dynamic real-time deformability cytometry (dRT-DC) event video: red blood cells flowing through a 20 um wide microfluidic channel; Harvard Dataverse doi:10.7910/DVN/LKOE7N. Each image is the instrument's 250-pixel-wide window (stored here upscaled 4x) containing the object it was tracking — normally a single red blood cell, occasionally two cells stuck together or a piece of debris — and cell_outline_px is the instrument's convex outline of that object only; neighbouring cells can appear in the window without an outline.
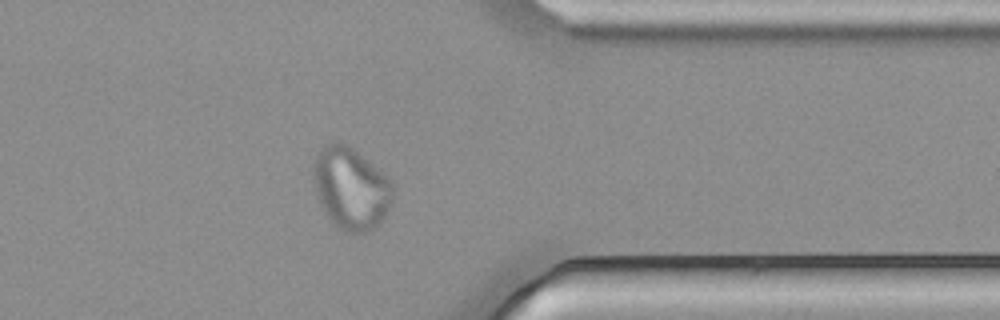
{"species": "common noctule bat (a hibernating species)", "species_latin": "Nyctalus noctula", "temperature_condition": "cold", "stored_images_in_passage": 55, "camera_frame_rate_fps": 3000, "um_per_image_px": 0.085, "animal": {"sex": "male", "body_mass_g": 21.5, "forearm_length_mm": 52.0}, "frame": {"image": 1, "passage_image": 44, "time_ms": 14.333, "image_size_px": [1000, 320], "cell_outline_px": [[396, 188], [388, 212], [380, 224], [376, 228], [364, 232], [344, 232], [328, 216], [316, 192], [312, 176], [312, 168], [320, 148], [324, 144], [344, 144], [352, 148], [388, 176], [392, 180]], "centroid_in_image_um": [29.88, 16.02], "position_along_channel_um": 381.5, "area_um2": 37.86}}
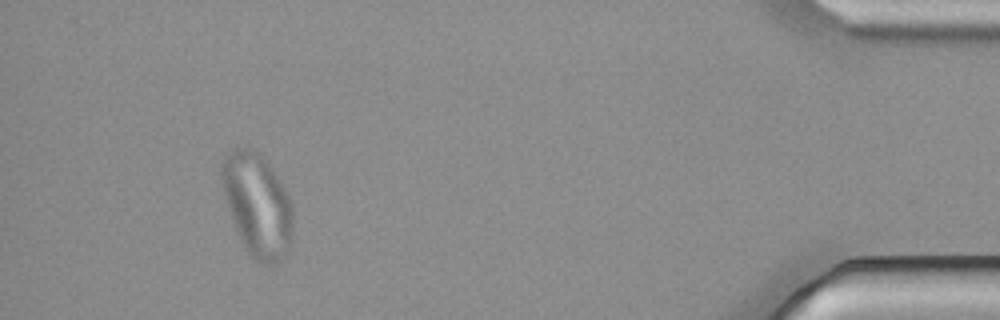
{"frame": {"image": 2, "passage_image": 51, "time_ms": 16.667, "image_size_px": [1000, 320], "cell_outline_px": [[292, 240], [288, 252], [280, 260], [272, 264], [264, 264], [256, 260], [248, 252], [240, 240], [236, 232], [228, 208], [220, 176], [220, 164], [224, 156], [232, 148], [252, 148], [272, 168], [280, 180], [292, 204]], "centroid_in_image_um": [21.86, 17.42], "position_along_channel_um": 413.3, "area_um2": 42.77}}